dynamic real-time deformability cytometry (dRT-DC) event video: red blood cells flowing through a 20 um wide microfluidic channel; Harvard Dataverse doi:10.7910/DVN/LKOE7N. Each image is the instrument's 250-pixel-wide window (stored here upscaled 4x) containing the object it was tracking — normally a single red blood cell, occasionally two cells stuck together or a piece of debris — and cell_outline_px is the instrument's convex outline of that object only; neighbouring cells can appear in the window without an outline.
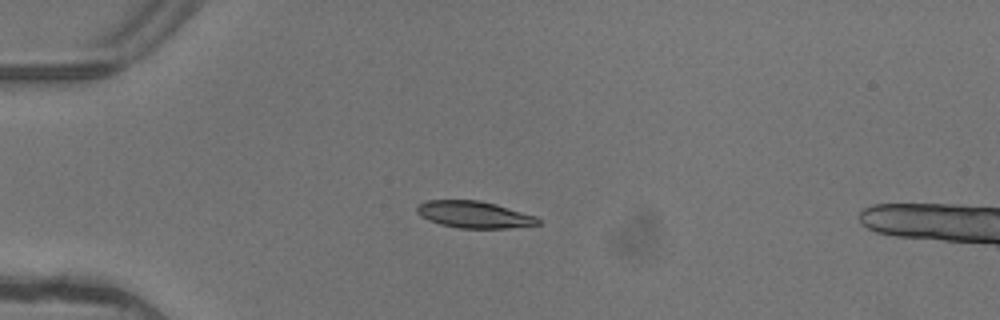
{"species": "common noctule bat (a hibernating species)", "species_latin": "Nyctalus noctula", "temperature_condition": "warm", "stored_images_in_passage": 5, "camera_frame_rate_fps": 3000, "um_per_image_px": 0.085, "animal": {"sex": "female"}, "frame": {"image": 1, "passage_image": 2, "time_ms": 0.333, "image_size_px": [1000, 320], "cell_outline_px": [[540, 224], [508, 228], [460, 228], [440, 224], [428, 220], [420, 216], [416, 212], [416, 204], [428, 200], [480, 200], [496, 204], [536, 216], [540, 220]], "centroid_in_image_um": [40.27, 18.23], "position_along_channel_um": 44.7, "area_um2": 19.02}}
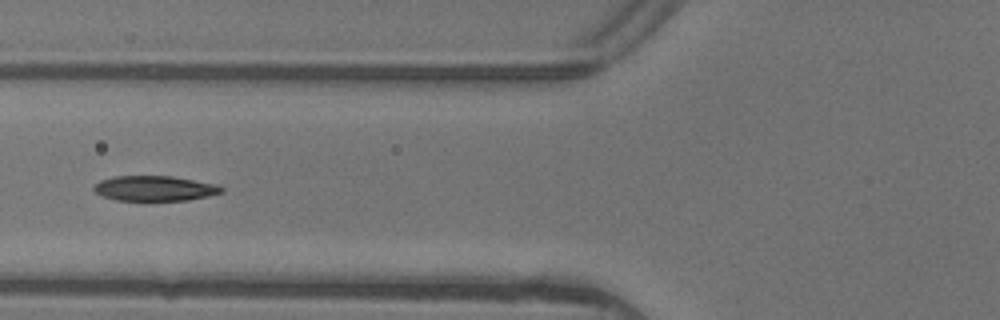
{"frame": {"image": 2, "passage_image": 4, "time_ms": 1.0, "image_size_px": [1000, 320], "cell_outline_px": [[224, 192], [208, 196], [188, 200], [116, 200], [104, 196], [96, 192], [92, 188], [100, 180], [116, 176], [172, 176], [216, 184], [224, 188]], "centroid_in_image_um": [13.17, 16.01], "position_along_channel_um": 112.6, "area_um2": 18.55}}
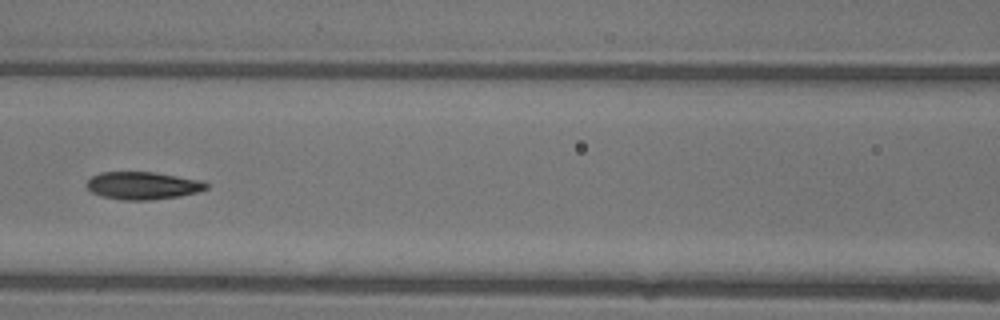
{"frame": {"image": 3, "passage_image": 5, "time_ms": 1.333, "image_size_px": [1000, 320], "cell_outline_px": [[208, 188], [196, 192], [180, 196], [152, 200], [124, 200], [100, 196], [92, 192], [84, 184], [92, 176], [100, 172], [156, 172], [200, 180], [208, 184]], "centroid_in_image_um": [12.11, 15.77], "position_along_channel_um": 154.5, "area_um2": 19.31}}